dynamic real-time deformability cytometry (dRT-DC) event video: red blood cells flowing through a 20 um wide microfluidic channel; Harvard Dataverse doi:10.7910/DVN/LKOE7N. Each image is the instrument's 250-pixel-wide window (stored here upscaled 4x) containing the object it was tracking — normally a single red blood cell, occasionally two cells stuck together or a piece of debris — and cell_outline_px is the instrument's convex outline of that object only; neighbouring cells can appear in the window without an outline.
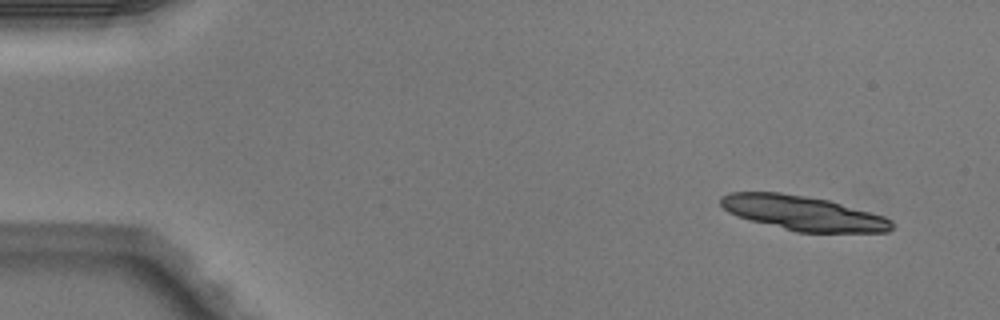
{"species": "Egyptian fruit bat (a non-hibernating species)", "species_latin": "Rousettus aegyptiacus", "temperature_condition": "warm", "stored_images_in_passage": 4, "camera_frame_rate_fps": 3000, "um_per_image_px": 0.085, "animal": {"sex": "male"}, "frame": {"image": 1, "passage_image": 1, "time_ms": 0.0, "image_size_px": [1000, 320], "cell_outline_px": [[892, 228], [888, 232], [796, 232], [748, 220], [736, 216], [728, 212], [720, 204], [720, 196], [728, 192], [780, 192], [828, 200], [884, 216], [892, 220]], "centroid_in_image_um": [68.2, 18.11], "position_along_channel_um": 16.8, "area_um2": 34.45}}
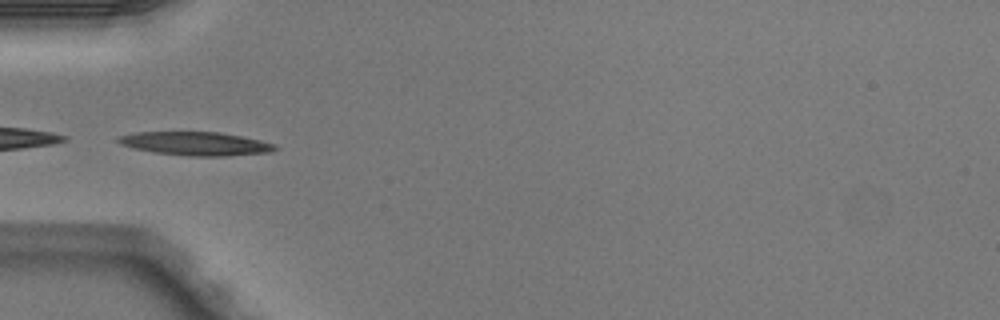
{"frame": {"image": 2, "passage_image": 4, "time_ms": 1.0, "image_size_px": [1000, 320], "cell_outline_px": [[280, 148], [272, 152], [228, 156], [188, 156], [152, 152], [132, 148], [120, 144], [116, 140], [116, 136], [132, 132], [220, 132], [260, 140], [276, 144]], "centroid_in_image_um": [16.62, 12.21], "position_along_channel_um": 68.4, "area_um2": 21.85}}